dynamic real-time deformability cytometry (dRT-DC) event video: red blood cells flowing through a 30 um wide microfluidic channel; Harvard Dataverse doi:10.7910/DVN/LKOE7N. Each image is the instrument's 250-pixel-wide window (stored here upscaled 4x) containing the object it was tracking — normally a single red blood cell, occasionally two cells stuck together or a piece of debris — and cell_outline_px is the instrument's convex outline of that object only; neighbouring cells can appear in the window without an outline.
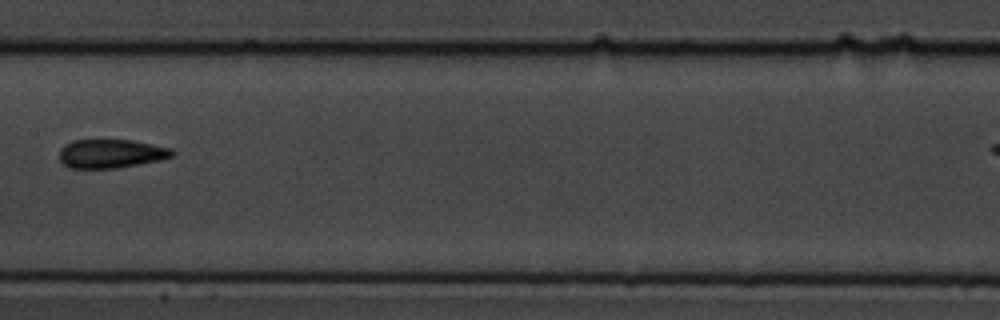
{"species": "common noctule bat (a hibernating species)", "species_latin": "Nyctalus noctula", "temperature_condition": "cold", "stored_images_in_passage": 15, "camera_frame_rate_fps": 3000, "um_per_image_px": 0.085, "animal": {"sex": "male", "body_mass_g": 19.5, "forearm_length_mm": 54.6}, "frame": {"image": 1, "passage_image": 9, "time_ms": 9.0, "image_size_px": [1000, 320], "cell_outline_px": [[176, 152], [172, 156], [160, 160], [140, 164], [116, 168], [68, 168], [60, 160], [60, 148], [64, 144], [72, 140], [132, 140], [172, 148]], "centroid_in_image_um": [9.44, 13.05], "position_along_channel_um": 198.0, "area_um2": 19.02}}
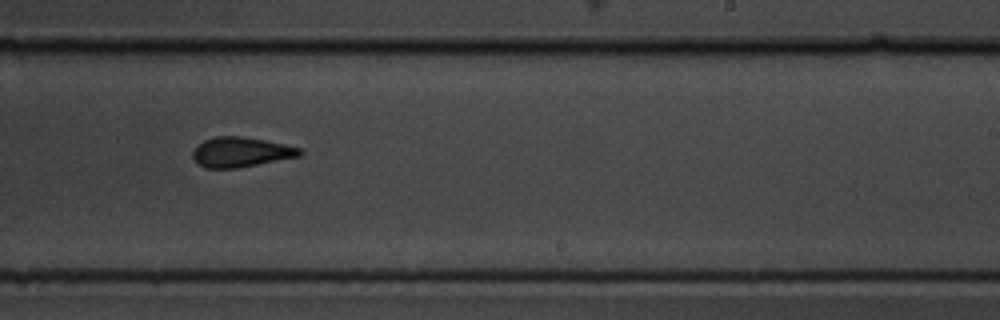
{"frame": {"image": 2, "passage_image": 11, "time_ms": 11.0, "image_size_px": [1000, 320], "cell_outline_px": [[304, 152], [300, 156], [236, 168], [204, 168], [192, 156], [192, 152], [196, 144], [204, 140], [216, 136], [240, 136], [264, 140], [300, 148]], "centroid_in_image_um": [20.44, 12.92], "position_along_channel_um": 268.6, "area_um2": 18.5}}
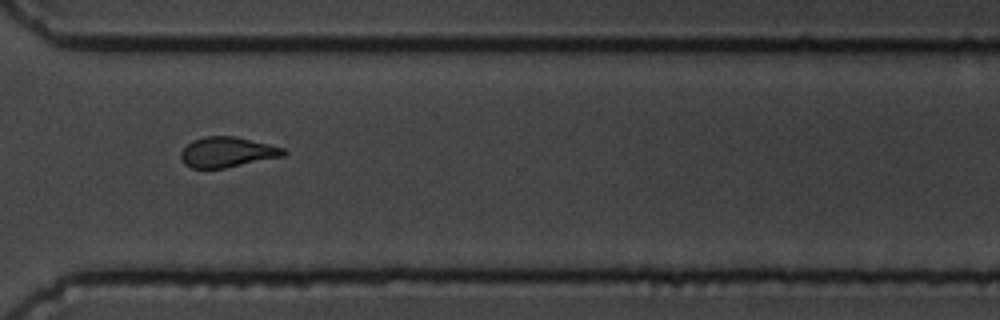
{"frame": {"image": 3, "passage_image": 13, "time_ms": 13.333, "image_size_px": [1000, 320], "cell_outline_px": [[288, 152], [284, 156], [224, 168], [192, 168], [184, 164], [180, 156], [180, 152], [192, 140], [204, 136], [232, 136], [268, 144], [284, 148]], "centroid_in_image_um": [19.3, 12.93], "position_along_channel_um": 351.3, "area_um2": 17.98}}